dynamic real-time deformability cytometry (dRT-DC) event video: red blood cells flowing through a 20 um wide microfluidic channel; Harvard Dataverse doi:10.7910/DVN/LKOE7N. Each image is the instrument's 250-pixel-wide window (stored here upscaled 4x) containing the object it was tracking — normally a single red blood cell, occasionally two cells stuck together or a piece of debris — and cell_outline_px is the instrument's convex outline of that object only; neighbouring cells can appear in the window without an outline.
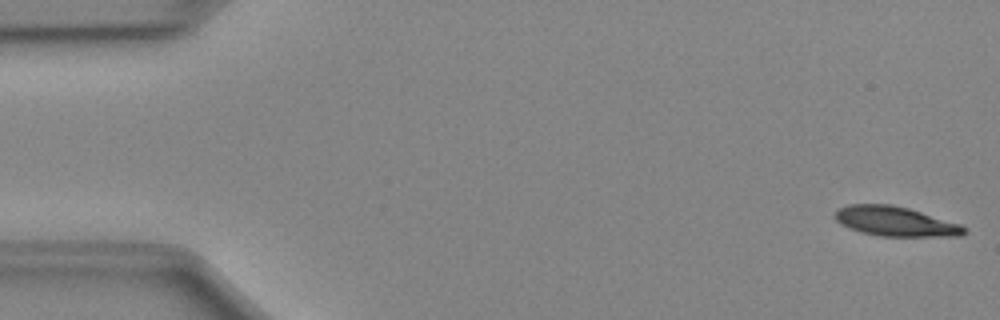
{"species": "Egyptian fruit bat (a non-hibernating species)", "species_latin": "Rousettus aegyptiacus", "temperature_condition": "cold", "stored_images_in_passage": 50, "camera_frame_rate_fps": 3000, "um_per_image_px": 0.085, "animal": {"sex": "female"}, "frame": {"image": 1, "passage_image": 1, "time_ms": 0.0, "image_size_px": [1000, 320], "cell_outline_px": [[968, 232], [960, 236], [880, 236], [860, 232], [848, 228], [840, 224], [836, 220], [836, 208], [848, 204], [892, 204], [908, 208], [960, 224]], "centroid_in_image_um": [76.07, 18.81], "position_along_channel_um": 8.9, "area_um2": 22.31}}
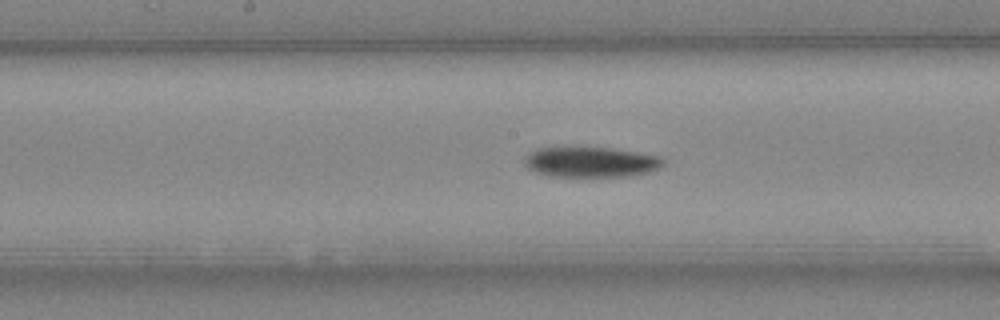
{"frame": {"image": 2, "passage_image": 25, "time_ms": 8.0, "image_size_px": [1000, 320], "cell_outline_px": [[664, 164], [660, 168], [648, 172], [632, 176], [548, 176], [536, 172], [528, 168], [524, 164], [524, 156], [536, 148], [564, 144], [576, 144], [612, 148], [660, 156], [664, 160]], "centroid_in_image_um": [50.14, 13.71], "position_along_channel_um": 198.1, "area_um2": 25.72}}
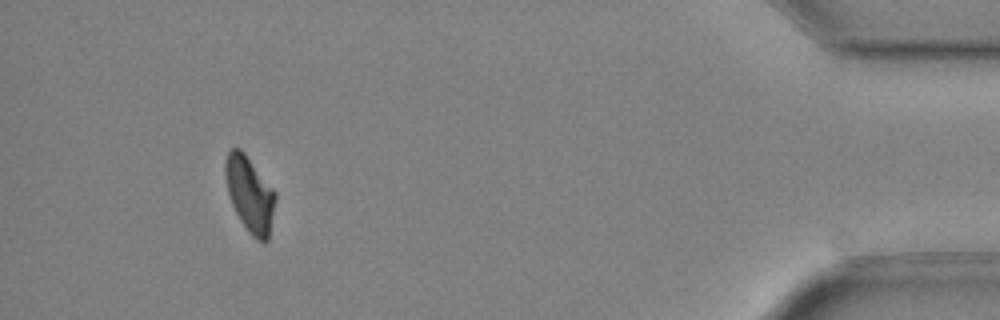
{"frame": {"image": 3, "passage_image": 46, "time_ms": 15.0, "image_size_px": [1000, 320], "cell_outline_px": [[276, 200], [268, 240], [264, 244], [256, 240], [248, 232], [240, 220], [232, 204], [228, 192], [224, 176], [224, 164], [228, 152], [232, 148], [240, 148], [244, 152], [276, 192]], "centroid_in_image_um": [21.23, 16.53], "position_along_channel_um": 414.0, "area_um2": 22.14}, "authors_computed_cell_mechanics": {"area_um2": 23.698, "velocity_mm_per_s": 4.0171, "shape_relaxation_time_tau1_ms": 2.5979, "shape_relaxation_time_tau2_ms": null, "deformation_change_tau1": 0.1099, "deformation_change_tau2": null}}